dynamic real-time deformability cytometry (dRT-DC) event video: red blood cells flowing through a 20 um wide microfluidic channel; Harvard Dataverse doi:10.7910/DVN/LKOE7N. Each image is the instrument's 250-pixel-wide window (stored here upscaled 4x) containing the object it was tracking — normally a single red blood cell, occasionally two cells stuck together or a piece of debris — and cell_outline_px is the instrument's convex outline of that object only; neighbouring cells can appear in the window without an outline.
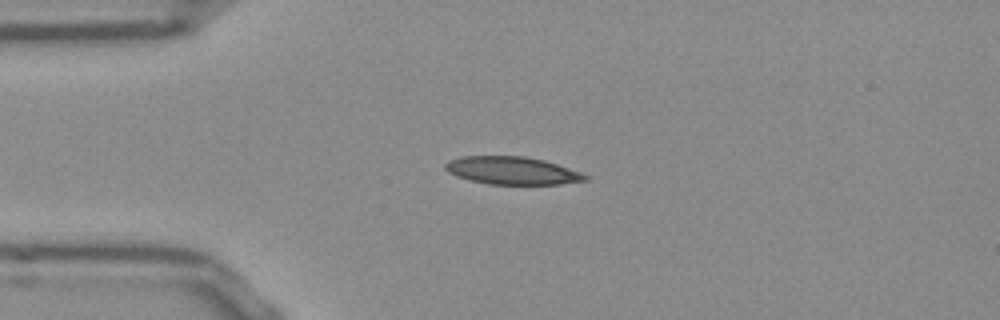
{"species": "Egyptian fruit bat (a non-hibernating species)", "species_latin": "Rousettus aegyptiacus", "temperature_condition": "room temperature", "stored_images_in_passage": 41, "camera_frame_rate_fps": 3000, "um_per_image_px": 0.085, "frame": {"image": 1, "passage_image": 1, "time_ms": 0.0, "image_size_px": [1000, 320], "cell_outline_px": [[588, 180], [560, 184], [488, 184], [456, 176], [448, 172], [444, 168], [444, 164], [448, 160], [464, 156], [524, 156], [544, 160], [580, 172], [588, 176]], "centroid_in_image_um": [43.51, 14.5], "position_along_channel_um": 41.5, "area_um2": 22.48}}
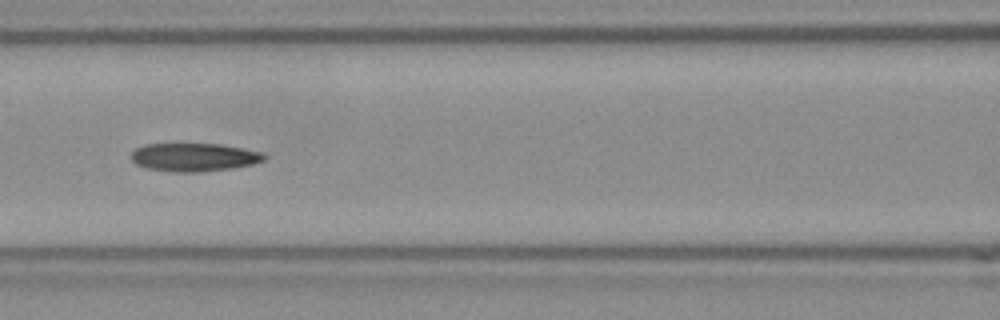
{"frame": {"image": 2, "passage_image": 11, "time_ms": 3.333, "image_size_px": [1000, 320], "cell_outline_px": [[268, 156], [264, 160], [252, 164], [232, 168], [200, 172], [180, 172], [148, 168], [136, 164], [128, 156], [136, 148], [144, 144], [220, 144], [244, 148], [264, 152]], "centroid_in_image_um": [16.52, 13.35], "position_along_channel_um": 150.1, "area_um2": 21.96}}
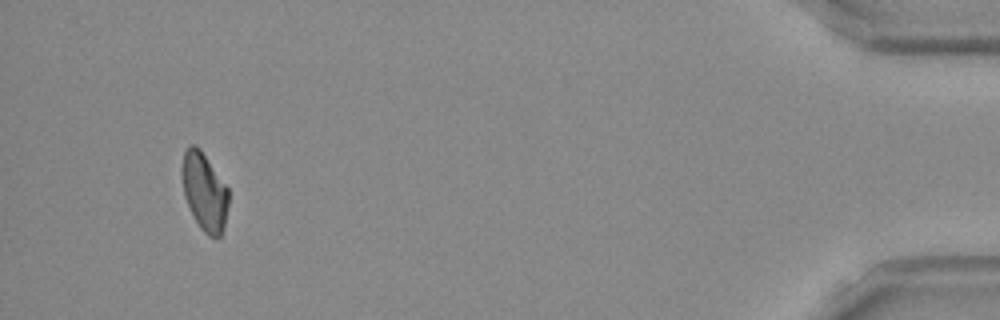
{"frame": {"image": 3, "passage_image": 38, "time_ms": 12.333, "image_size_px": [1000, 320], "cell_outline_px": [[228, 204], [224, 228], [220, 236], [216, 240], [208, 236], [200, 228], [184, 196], [180, 172], [180, 168], [184, 152], [192, 144], [196, 144], [200, 148], [228, 188]], "centroid_in_image_um": [17.36, 16.29], "position_along_channel_um": 417.8, "area_um2": 21.27}, "authors_computed_cell_mechanics": {"area_um2": 21.9062, "velocity_mm_per_s": 3.8471, "shape_relaxation_time_tau1_ms": null, "shape_relaxation_time_tau2_ms": 11.2539, "deformation_change_tau1": null, "deformation_change_tau2": 0.2143}}